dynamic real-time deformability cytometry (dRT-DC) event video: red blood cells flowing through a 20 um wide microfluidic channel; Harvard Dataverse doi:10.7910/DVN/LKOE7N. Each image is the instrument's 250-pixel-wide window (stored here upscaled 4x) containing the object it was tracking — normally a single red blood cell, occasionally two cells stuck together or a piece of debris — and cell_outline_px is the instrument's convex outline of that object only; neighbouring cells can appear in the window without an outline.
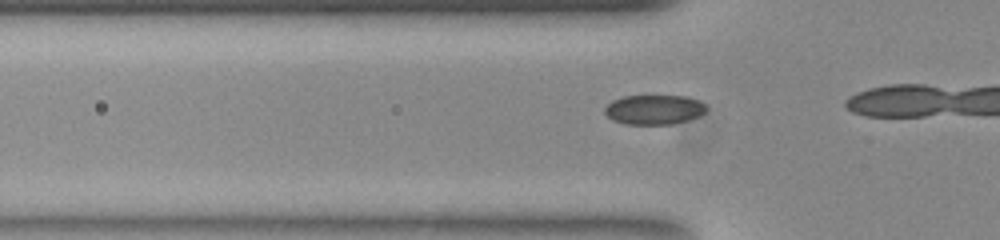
{"species": "common noctule bat (a hibernating species)", "species_latin": "Nyctalus noctula", "temperature_condition": "room temperature", "stored_images_in_passage": 15, "camera_frame_rate_fps": 3000, "um_per_image_px": 0.085, "animal": {"sex": "female", "body_mass_g": 23.0, "forearm_length_mm": 53.4}, "frame": {"image": 1, "passage_image": 12, "time_ms": 3.667, "image_size_px": [1000, 240], "cell_outline_px": [[708, 108], [700, 116], [688, 120], [672, 124], [624, 124], [612, 120], [604, 112], [604, 108], [612, 100], [624, 96], [684, 96], [696, 100], [704, 104]], "centroid_in_image_um": [55.58, 9.32], "position_along_channel_um": 70.2, "area_um2": 17.51}}